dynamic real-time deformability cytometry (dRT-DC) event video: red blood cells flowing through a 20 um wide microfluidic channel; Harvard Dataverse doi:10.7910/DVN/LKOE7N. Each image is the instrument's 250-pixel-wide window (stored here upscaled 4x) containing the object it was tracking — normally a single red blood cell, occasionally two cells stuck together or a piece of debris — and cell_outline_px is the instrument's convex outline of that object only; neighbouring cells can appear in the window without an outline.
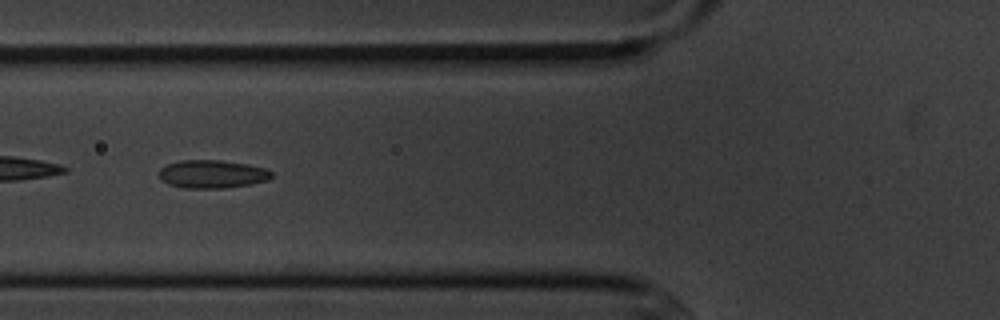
{"species": "common noctule bat (a hibernating species)", "species_latin": "Nyctalus noctula", "temperature_condition": "cold", "stored_images_in_passage": 7, "camera_frame_rate_fps": 3000, "um_per_image_px": 0.085, "animal": {"sex": "male", "body_mass_g": 20.1, "forearm_length_mm": 53.5}, "frame": {"image": 1, "passage_image": 6, "time_ms": 5.667, "image_size_px": [1000, 320], "cell_outline_px": [[272, 176], [268, 180], [248, 184], [224, 188], [184, 188], [168, 184], [160, 176], [160, 168], [168, 164], [180, 160], [220, 160], [248, 164], [264, 168], [272, 172]], "centroid_in_image_um": [18.04, 14.79], "position_along_channel_um": 107.8, "area_um2": 18.26}}
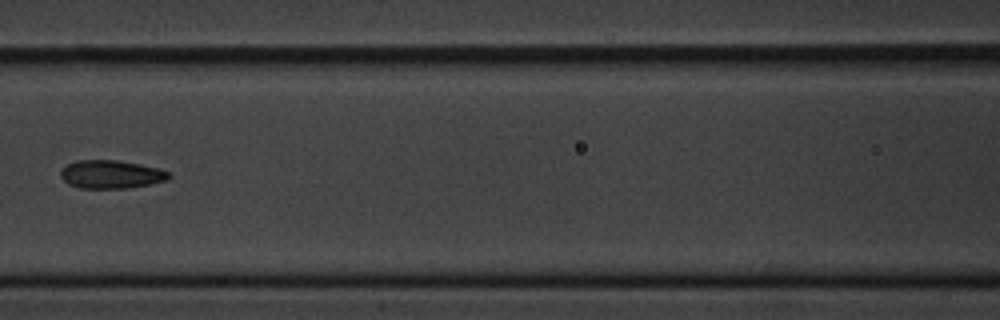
{"frame": {"image": 2, "passage_image": 7, "time_ms": 7.0, "image_size_px": [1000, 320], "cell_outline_px": [[172, 176], [168, 180], [152, 184], [128, 188], [80, 188], [68, 184], [60, 176], [60, 172], [68, 164], [76, 160], [116, 160], [140, 164], [156, 168], [168, 172]], "centroid_in_image_um": [9.45, 14.82], "position_along_channel_um": 157.1, "area_um2": 17.8}}